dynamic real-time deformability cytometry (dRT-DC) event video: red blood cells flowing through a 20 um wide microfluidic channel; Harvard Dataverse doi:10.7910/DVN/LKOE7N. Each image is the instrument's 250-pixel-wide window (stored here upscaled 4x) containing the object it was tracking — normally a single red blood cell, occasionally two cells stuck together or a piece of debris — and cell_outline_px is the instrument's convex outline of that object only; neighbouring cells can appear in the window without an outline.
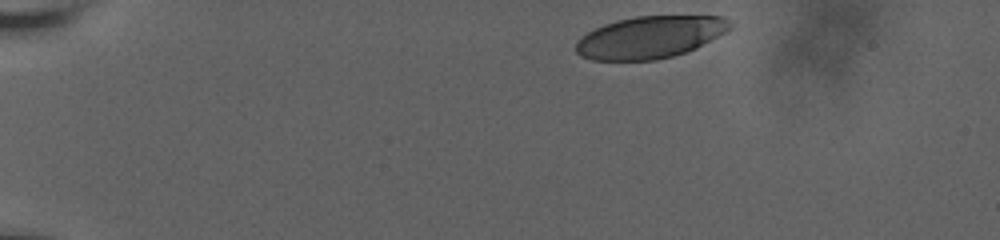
{"species": "human", "species_latin": "Homo sapiens", "temperature_condition": "room temperature", "stored_images_in_passage": 33, "camera_frame_rate_fps": 3000, "um_per_image_px": 0.085, "donor": {"sex": "male"}, "frame": {"image": 1, "passage_image": 1, "time_ms": 0.0, "image_size_px": [1000, 240], "cell_outline_px": [[732, 28], [696, 48], [672, 56], [656, 60], [592, 60], [580, 56], [576, 52], [576, 40], [580, 36], [604, 24], [616, 20], [636, 16], [724, 16], [732, 24]], "centroid_in_image_um": [55.22, 3.16], "position_along_channel_um": 29.8, "area_um2": 37.8}}
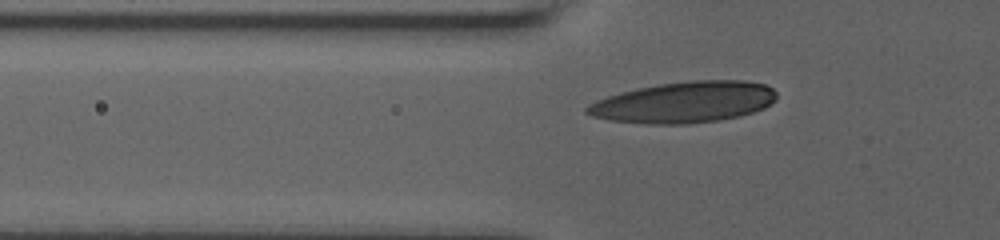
{"frame": {"image": 2, "passage_image": 21, "time_ms": 3.667, "image_size_px": [1000, 240], "cell_outline_px": [[776, 100], [764, 108], [740, 116], [716, 120], [684, 124], [644, 124], [608, 120], [592, 116], [584, 112], [584, 108], [588, 104], [596, 100], [608, 96], [636, 88], [660, 84], [688, 80], [744, 80], [764, 84], [772, 88], [776, 92]], "centroid_in_image_um": [58.13, 8.69], "position_along_channel_um": 67.7, "area_um2": 45.55}}
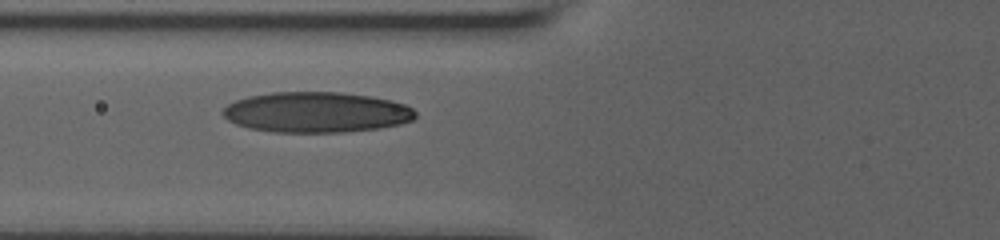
{"frame": {"image": 3, "passage_image": 28, "time_ms": 4.667, "image_size_px": [1000, 240], "cell_outline_px": [[416, 116], [412, 120], [400, 124], [380, 128], [344, 132], [272, 132], [248, 128], [236, 124], [228, 120], [220, 112], [228, 104], [236, 100], [248, 96], [272, 92], [340, 92], [372, 96], [392, 100], [404, 104], [412, 108], [416, 112]], "centroid_in_image_um": [26.89, 9.54], "position_along_channel_um": 98.9, "area_um2": 45.72}}